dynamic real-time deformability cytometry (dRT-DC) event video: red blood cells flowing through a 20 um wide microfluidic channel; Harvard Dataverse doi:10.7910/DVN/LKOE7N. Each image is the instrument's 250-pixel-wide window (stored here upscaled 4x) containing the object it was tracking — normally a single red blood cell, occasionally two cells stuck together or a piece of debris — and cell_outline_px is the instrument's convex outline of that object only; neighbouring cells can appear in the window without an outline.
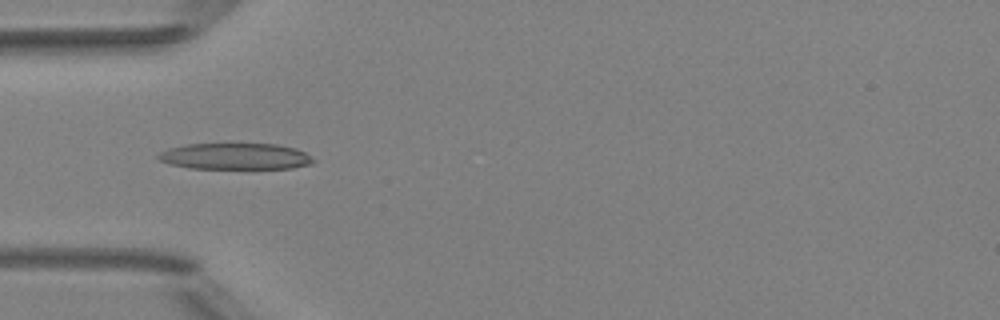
{"species": "Egyptian fruit bat (a non-hibernating species)", "species_latin": "Rousettus aegyptiacus", "temperature_condition": "room temperature", "stored_images_in_passage": 1, "camera_frame_rate_fps": 3000, "um_per_image_px": 0.085, "animal": {"sex": "female"}, "frame": {"image": 1, "passage_image": 1, "time_ms": 0.0, "image_size_px": [1000, 320], "cell_outline_px": [[316, 160], [312, 164], [292, 168], [188, 168], [172, 164], [160, 160], [156, 156], [160, 152], [168, 148], [188, 144], [228, 140], [276, 144], [296, 148], [304, 152]], "centroid_in_image_um": [20.0, 13.22], "position_along_channel_um": 65.0, "area_um2": 24.91}}